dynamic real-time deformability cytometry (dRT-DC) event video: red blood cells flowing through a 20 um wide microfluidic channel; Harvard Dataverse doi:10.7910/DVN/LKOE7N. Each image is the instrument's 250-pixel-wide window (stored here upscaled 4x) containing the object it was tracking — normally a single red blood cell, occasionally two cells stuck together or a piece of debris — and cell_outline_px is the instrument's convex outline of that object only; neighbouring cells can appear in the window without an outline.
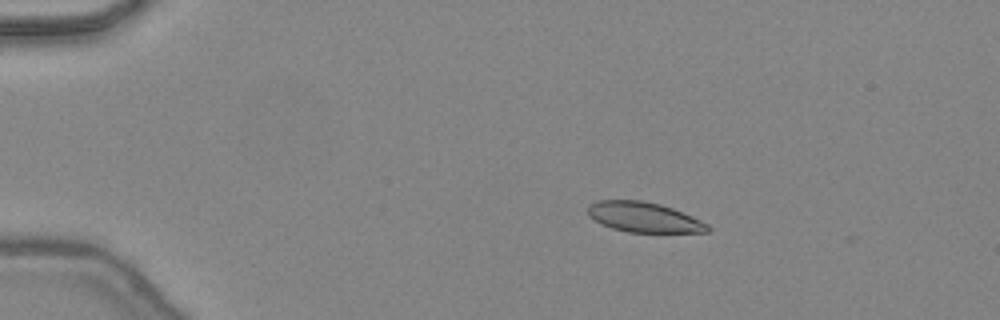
{"species": "common noctule bat (a hibernating species)", "species_latin": "Nyctalus noctula", "temperature_condition": "warm", "stored_images_in_passage": 6, "camera_frame_rate_fps": 3000, "um_per_image_px": 0.085, "animal": {"sex": "female", "body_mass_g": 24.6, "forearm_length_mm": 56.2}, "frame": {"image": 1, "passage_image": 2, "time_ms": 0.333, "image_size_px": [1000, 320], "cell_outline_px": [[712, 228], [708, 232], [628, 232], [612, 228], [600, 224], [588, 216], [588, 204], [596, 200], [640, 200], [660, 204], [672, 208], [692, 216], [708, 224]], "centroid_in_image_um": [54.7, 18.46], "position_along_channel_um": 30.3, "area_um2": 21.1}}